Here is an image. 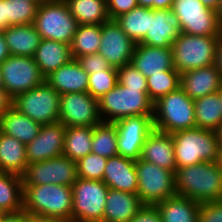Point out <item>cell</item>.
Segmentation results:
<instances>
[{
	"instance_id": "53",
	"label": "cell",
	"mask_w": 222,
	"mask_h": 222,
	"mask_svg": "<svg viewBox=\"0 0 222 222\" xmlns=\"http://www.w3.org/2000/svg\"><path fill=\"white\" fill-rule=\"evenodd\" d=\"M31 222H73V221L72 220H64V219L32 218Z\"/></svg>"
},
{
	"instance_id": "42",
	"label": "cell",
	"mask_w": 222,
	"mask_h": 222,
	"mask_svg": "<svg viewBox=\"0 0 222 222\" xmlns=\"http://www.w3.org/2000/svg\"><path fill=\"white\" fill-rule=\"evenodd\" d=\"M77 61L88 74L107 69H117L111 67L109 62L100 53L82 55L77 58Z\"/></svg>"
},
{
	"instance_id": "1",
	"label": "cell",
	"mask_w": 222,
	"mask_h": 222,
	"mask_svg": "<svg viewBox=\"0 0 222 222\" xmlns=\"http://www.w3.org/2000/svg\"><path fill=\"white\" fill-rule=\"evenodd\" d=\"M176 195L202 204L222 200V168L216 162H202L176 168Z\"/></svg>"
},
{
	"instance_id": "21",
	"label": "cell",
	"mask_w": 222,
	"mask_h": 222,
	"mask_svg": "<svg viewBox=\"0 0 222 222\" xmlns=\"http://www.w3.org/2000/svg\"><path fill=\"white\" fill-rule=\"evenodd\" d=\"M140 159L175 173L176 159L172 135L154 129L146 137Z\"/></svg>"
},
{
	"instance_id": "50",
	"label": "cell",
	"mask_w": 222,
	"mask_h": 222,
	"mask_svg": "<svg viewBox=\"0 0 222 222\" xmlns=\"http://www.w3.org/2000/svg\"><path fill=\"white\" fill-rule=\"evenodd\" d=\"M9 56L10 53L4 40L3 30H0V64Z\"/></svg>"
},
{
	"instance_id": "38",
	"label": "cell",
	"mask_w": 222,
	"mask_h": 222,
	"mask_svg": "<svg viewBox=\"0 0 222 222\" xmlns=\"http://www.w3.org/2000/svg\"><path fill=\"white\" fill-rule=\"evenodd\" d=\"M40 3L30 0H7L8 22L11 25L33 24Z\"/></svg>"
},
{
	"instance_id": "10",
	"label": "cell",
	"mask_w": 222,
	"mask_h": 222,
	"mask_svg": "<svg viewBox=\"0 0 222 222\" xmlns=\"http://www.w3.org/2000/svg\"><path fill=\"white\" fill-rule=\"evenodd\" d=\"M137 195L144 205H156L176 195L175 173L142 159L136 160Z\"/></svg>"
},
{
	"instance_id": "35",
	"label": "cell",
	"mask_w": 222,
	"mask_h": 222,
	"mask_svg": "<svg viewBox=\"0 0 222 222\" xmlns=\"http://www.w3.org/2000/svg\"><path fill=\"white\" fill-rule=\"evenodd\" d=\"M101 44V24L78 25L70 44L73 59L98 53Z\"/></svg>"
},
{
	"instance_id": "24",
	"label": "cell",
	"mask_w": 222,
	"mask_h": 222,
	"mask_svg": "<svg viewBox=\"0 0 222 222\" xmlns=\"http://www.w3.org/2000/svg\"><path fill=\"white\" fill-rule=\"evenodd\" d=\"M143 206L137 194L109 188L103 222H129Z\"/></svg>"
},
{
	"instance_id": "39",
	"label": "cell",
	"mask_w": 222,
	"mask_h": 222,
	"mask_svg": "<svg viewBox=\"0 0 222 222\" xmlns=\"http://www.w3.org/2000/svg\"><path fill=\"white\" fill-rule=\"evenodd\" d=\"M118 84L117 69H107L88 74L87 92L97 100Z\"/></svg>"
},
{
	"instance_id": "2",
	"label": "cell",
	"mask_w": 222,
	"mask_h": 222,
	"mask_svg": "<svg viewBox=\"0 0 222 222\" xmlns=\"http://www.w3.org/2000/svg\"><path fill=\"white\" fill-rule=\"evenodd\" d=\"M72 186H23V210L32 218L72 220Z\"/></svg>"
},
{
	"instance_id": "54",
	"label": "cell",
	"mask_w": 222,
	"mask_h": 222,
	"mask_svg": "<svg viewBox=\"0 0 222 222\" xmlns=\"http://www.w3.org/2000/svg\"><path fill=\"white\" fill-rule=\"evenodd\" d=\"M154 0H137L138 6L148 7L153 9Z\"/></svg>"
},
{
	"instance_id": "13",
	"label": "cell",
	"mask_w": 222,
	"mask_h": 222,
	"mask_svg": "<svg viewBox=\"0 0 222 222\" xmlns=\"http://www.w3.org/2000/svg\"><path fill=\"white\" fill-rule=\"evenodd\" d=\"M77 178V162L61 155L28 164L22 175V182L23 186L43 184L72 186Z\"/></svg>"
},
{
	"instance_id": "16",
	"label": "cell",
	"mask_w": 222,
	"mask_h": 222,
	"mask_svg": "<svg viewBox=\"0 0 222 222\" xmlns=\"http://www.w3.org/2000/svg\"><path fill=\"white\" fill-rule=\"evenodd\" d=\"M136 43L130 39L115 20L101 24L100 53L114 68L131 63Z\"/></svg>"
},
{
	"instance_id": "19",
	"label": "cell",
	"mask_w": 222,
	"mask_h": 222,
	"mask_svg": "<svg viewBox=\"0 0 222 222\" xmlns=\"http://www.w3.org/2000/svg\"><path fill=\"white\" fill-rule=\"evenodd\" d=\"M222 76L214 64L180 74V88L192 99L218 92Z\"/></svg>"
},
{
	"instance_id": "40",
	"label": "cell",
	"mask_w": 222,
	"mask_h": 222,
	"mask_svg": "<svg viewBox=\"0 0 222 222\" xmlns=\"http://www.w3.org/2000/svg\"><path fill=\"white\" fill-rule=\"evenodd\" d=\"M107 159L92 152L80 158L77 161L78 178L102 181Z\"/></svg>"
},
{
	"instance_id": "52",
	"label": "cell",
	"mask_w": 222,
	"mask_h": 222,
	"mask_svg": "<svg viewBox=\"0 0 222 222\" xmlns=\"http://www.w3.org/2000/svg\"><path fill=\"white\" fill-rule=\"evenodd\" d=\"M202 4L211 10L217 11L219 0H200Z\"/></svg>"
},
{
	"instance_id": "5",
	"label": "cell",
	"mask_w": 222,
	"mask_h": 222,
	"mask_svg": "<svg viewBox=\"0 0 222 222\" xmlns=\"http://www.w3.org/2000/svg\"><path fill=\"white\" fill-rule=\"evenodd\" d=\"M98 106L102 122L114 123L125 117L153 115L148 89L128 88L119 83L98 99Z\"/></svg>"
},
{
	"instance_id": "34",
	"label": "cell",
	"mask_w": 222,
	"mask_h": 222,
	"mask_svg": "<svg viewBox=\"0 0 222 222\" xmlns=\"http://www.w3.org/2000/svg\"><path fill=\"white\" fill-rule=\"evenodd\" d=\"M115 21L126 35L137 44L144 38L147 30H149L150 8L137 6L117 17Z\"/></svg>"
},
{
	"instance_id": "14",
	"label": "cell",
	"mask_w": 222,
	"mask_h": 222,
	"mask_svg": "<svg viewBox=\"0 0 222 222\" xmlns=\"http://www.w3.org/2000/svg\"><path fill=\"white\" fill-rule=\"evenodd\" d=\"M59 122L65 127H91L101 123L98 100L88 92L61 94Z\"/></svg>"
},
{
	"instance_id": "3",
	"label": "cell",
	"mask_w": 222,
	"mask_h": 222,
	"mask_svg": "<svg viewBox=\"0 0 222 222\" xmlns=\"http://www.w3.org/2000/svg\"><path fill=\"white\" fill-rule=\"evenodd\" d=\"M171 135L176 168L217 161L219 142L216 131L195 127Z\"/></svg>"
},
{
	"instance_id": "32",
	"label": "cell",
	"mask_w": 222,
	"mask_h": 222,
	"mask_svg": "<svg viewBox=\"0 0 222 222\" xmlns=\"http://www.w3.org/2000/svg\"><path fill=\"white\" fill-rule=\"evenodd\" d=\"M0 209L3 213L23 209L22 176L0 172Z\"/></svg>"
},
{
	"instance_id": "25",
	"label": "cell",
	"mask_w": 222,
	"mask_h": 222,
	"mask_svg": "<svg viewBox=\"0 0 222 222\" xmlns=\"http://www.w3.org/2000/svg\"><path fill=\"white\" fill-rule=\"evenodd\" d=\"M33 58L45 78L73 59L69 44L48 39L41 40Z\"/></svg>"
},
{
	"instance_id": "60",
	"label": "cell",
	"mask_w": 222,
	"mask_h": 222,
	"mask_svg": "<svg viewBox=\"0 0 222 222\" xmlns=\"http://www.w3.org/2000/svg\"><path fill=\"white\" fill-rule=\"evenodd\" d=\"M30 1L42 2V1H45V0H30Z\"/></svg>"
},
{
	"instance_id": "41",
	"label": "cell",
	"mask_w": 222,
	"mask_h": 222,
	"mask_svg": "<svg viewBox=\"0 0 222 222\" xmlns=\"http://www.w3.org/2000/svg\"><path fill=\"white\" fill-rule=\"evenodd\" d=\"M118 83L133 89H147V78L131 63L117 69Z\"/></svg>"
},
{
	"instance_id": "26",
	"label": "cell",
	"mask_w": 222,
	"mask_h": 222,
	"mask_svg": "<svg viewBox=\"0 0 222 222\" xmlns=\"http://www.w3.org/2000/svg\"><path fill=\"white\" fill-rule=\"evenodd\" d=\"M10 55L33 57L42 40L33 24L12 25L3 30Z\"/></svg>"
},
{
	"instance_id": "58",
	"label": "cell",
	"mask_w": 222,
	"mask_h": 222,
	"mask_svg": "<svg viewBox=\"0 0 222 222\" xmlns=\"http://www.w3.org/2000/svg\"><path fill=\"white\" fill-rule=\"evenodd\" d=\"M218 93H219V98L221 101V108H222V85H221V88L219 89Z\"/></svg>"
},
{
	"instance_id": "7",
	"label": "cell",
	"mask_w": 222,
	"mask_h": 222,
	"mask_svg": "<svg viewBox=\"0 0 222 222\" xmlns=\"http://www.w3.org/2000/svg\"><path fill=\"white\" fill-rule=\"evenodd\" d=\"M221 35L195 36L180 33L172 44L174 68L181 74L214 64Z\"/></svg>"
},
{
	"instance_id": "30",
	"label": "cell",
	"mask_w": 222,
	"mask_h": 222,
	"mask_svg": "<svg viewBox=\"0 0 222 222\" xmlns=\"http://www.w3.org/2000/svg\"><path fill=\"white\" fill-rule=\"evenodd\" d=\"M78 25H97L110 20L107 0H65Z\"/></svg>"
},
{
	"instance_id": "57",
	"label": "cell",
	"mask_w": 222,
	"mask_h": 222,
	"mask_svg": "<svg viewBox=\"0 0 222 222\" xmlns=\"http://www.w3.org/2000/svg\"><path fill=\"white\" fill-rule=\"evenodd\" d=\"M216 13L218 14V18L220 22L222 23V0H219V5H218Z\"/></svg>"
},
{
	"instance_id": "15",
	"label": "cell",
	"mask_w": 222,
	"mask_h": 222,
	"mask_svg": "<svg viewBox=\"0 0 222 222\" xmlns=\"http://www.w3.org/2000/svg\"><path fill=\"white\" fill-rule=\"evenodd\" d=\"M114 123L117 129L118 155L138 160L146 137L154 130L153 115L125 117Z\"/></svg>"
},
{
	"instance_id": "33",
	"label": "cell",
	"mask_w": 222,
	"mask_h": 222,
	"mask_svg": "<svg viewBox=\"0 0 222 222\" xmlns=\"http://www.w3.org/2000/svg\"><path fill=\"white\" fill-rule=\"evenodd\" d=\"M94 126L66 127L63 155L78 161L91 153Z\"/></svg>"
},
{
	"instance_id": "23",
	"label": "cell",
	"mask_w": 222,
	"mask_h": 222,
	"mask_svg": "<svg viewBox=\"0 0 222 222\" xmlns=\"http://www.w3.org/2000/svg\"><path fill=\"white\" fill-rule=\"evenodd\" d=\"M45 81L60 95L75 92H87L88 73L81 67L77 59L62 65L45 78Z\"/></svg>"
},
{
	"instance_id": "31",
	"label": "cell",
	"mask_w": 222,
	"mask_h": 222,
	"mask_svg": "<svg viewBox=\"0 0 222 222\" xmlns=\"http://www.w3.org/2000/svg\"><path fill=\"white\" fill-rule=\"evenodd\" d=\"M195 125L216 131L222 123V108L219 93L215 92L194 100Z\"/></svg>"
},
{
	"instance_id": "51",
	"label": "cell",
	"mask_w": 222,
	"mask_h": 222,
	"mask_svg": "<svg viewBox=\"0 0 222 222\" xmlns=\"http://www.w3.org/2000/svg\"><path fill=\"white\" fill-rule=\"evenodd\" d=\"M175 0H154L153 9H171Z\"/></svg>"
},
{
	"instance_id": "43",
	"label": "cell",
	"mask_w": 222,
	"mask_h": 222,
	"mask_svg": "<svg viewBox=\"0 0 222 222\" xmlns=\"http://www.w3.org/2000/svg\"><path fill=\"white\" fill-rule=\"evenodd\" d=\"M199 222H222V200L200 204Z\"/></svg>"
},
{
	"instance_id": "29",
	"label": "cell",
	"mask_w": 222,
	"mask_h": 222,
	"mask_svg": "<svg viewBox=\"0 0 222 222\" xmlns=\"http://www.w3.org/2000/svg\"><path fill=\"white\" fill-rule=\"evenodd\" d=\"M27 166L26 145L0 131V172L22 176Z\"/></svg>"
},
{
	"instance_id": "56",
	"label": "cell",
	"mask_w": 222,
	"mask_h": 222,
	"mask_svg": "<svg viewBox=\"0 0 222 222\" xmlns=\"http://www.w3.org/2000/svg\"><path fill=\"white\" fill-rule=\"evenodd\" d=\"M216 134H217V137H218L219 145H222V123L219 126V128L216 130Z\"/></svg>"
},
{
	"instance_id": "8",
	"label": "cell",
	"mask_w": 222,
	"mask_h": 222,
	"mask_svg": "<svg viewBox=\"0 0 222 222\" xmlns=\"http://www.w3.org/2000/svg\"><path fill=\"white\" fill-rule=\"evenodd\" d=\"M72 190V221L103 222L109 187L103 181L77 178Z\"/></svg>"
},
{
	"instance_id": "9",
	"label": "cell",
	"mask_w": 222,
	"mask_h": 222,
	"mask_svg": "<svg viewBox=\"0 0 222 222\" xmlns=\"http://www.w3.org/2000/svg\"><path fill=\"white\" fill-rule=\"evenodd\" d=\"M60 94L46 81L13 99V106L40 125L59 122Z\"/></svg>"
},
{
	"instance_id": "20",
	"label": "cell",
	"mask_w": 222,
	"mask_h": 222,
	"mask_svg": "<svg viewBox=\"0 0 222 222\" xmlns=\"http://www.w3.org/2000/svg\"><path fill=\"white\" fill-rule=\"evenodd\" d=\"M136 161L116 155L107 159L103 182L111 189L137 194Z\"/></svg>"
},
{
	"instance_id": "28",
	"label": "cell",
	"mask_w": 222,
	"mask_h": 222,
	"mask_svg": "<svg viewBox=\"0 0 222 222\" xmlns=\"http://www.w3.org/2000/svg\"><path fill=\"white\" fill-rule=\"evenodd\" d=\"M162 222H199L200 204L184 196L174 195L156 204Z\"/></svg>"
},
{
	"instance_id": "12",
	"label": "cell",
	"mask_w": 222,
	"mask_h": 222,
	"mask_svg": "<svg viewBox=\"0 0 222 222\" xmlns=\"http://www.w3.org/2000/svg\"><path fill=\"white\" fill-rule=\"evenodd\" d=\"M171 10L181 24V32L195 36L221 35L218 14L206 8L200 0H175Z\"/></svg>"
},
{
	"instance_id": "45",
	"label": "cell",
	"mask_w": 222,
	"mask_h": 222,
	"mask_svg": "<svg viewBox=\"0 0 222 222\" xmlns=\"http://www.w3.org/2000/svg\"><path fill=\"white\" fill-rule=\"evenodd\" d=\"M129 222H162L156 205H144Z\"/></svg>"
},
{
	"instance_id": "36",
	"label": "cell",
	"mask_w": 222,
	"mask_h": 222,
	"mask_svg": "<svg viewBox=\"0 0 222 222\" xmlns=\"http://www.w3.org/2000/svg\"><path fill=\"white\" fill-rule=\"evenodd\" d=\"M117 129L115 123L101 122L94 125L91 152L110 158L118 155Z\"/></svg>"
},
{
	"instance_id": "59",
	"label": "cell",
	"mask_w": 222,
	"mask_h": 222,
	"mask_svg": "<svg viewBox=\"0 0 222 222\" xmlns=\"http://www.w3.org/2000/svg\"><path fill=\"white\" fill-rule=\"evenodd\" d=\"M0 87H2V77H1V71H0Z\"/></svg>"
},
{
	"instance_id": "49",
	"label": "cell",
	"mask_w": 222,
	"mask_h": 222,
	"mask_svg": "<svg viewBox=\"0 0 222 222\" xmlns=\"http://www.w3.org/2000/svg\"><path fill=\"white\" fill-rule=\"evenodd\" d=\"M214 65L220 71V74L222 76V37H220L216 47Z\"/></svg>"
},
{
	"instance_id": "6",
	"label": "cell",
	"mask_w": 222,
	"mask_h": 222,
	"mask_svg": "<svg viewBox=\"0 0 222 222\" xmlns=\"http://www.w3.org/2000/svg\"><path fill=\"white\" fill-rule=\"evenodd\" d=\"M42 39L71 44L78 23L65 0H45L39 4L33 23Z\"/></svg>"
},
{
	"instance_id": "18",
	"label": "cell",
	"mask_w": 222,
	"mask_h": 222,
	"mask_svg": "<svg viewBox=\"0 0 222 222\" xmlns=\"http://www.w3.org/2000/svg\"><path fill=\"white\" fill-rule=\"evenodd\" d=\"M181 33L180 20L171 9H151L150 24L144 38L139 42L153 47H172Z\"/></svg>"
},
{
	"instance_id": "17",
	"label": "cell",
	"mask_w": 222,
	"mask_h": 222,
	"mask_svg": "<svg viewBox=\"0 0 222 222\" xmlns=\"http://www.w3.org/2000/svg\"><path fill=\"white\" fill-rule=\"evenodd\" d=\"M65 130L60 122L42 125L38 135L26 144L28 164L63 155Z\"/></svg>"
},
{
	"instance_id": "27",
	"label": "cell",
	"mask_w": 222,
	"mask_h": 222,
	"mask_svg": "<svg viewBox=\"0 0 222 222\" xmlns=\"http://www.w3.org/2000/svg\"><path fill=\"white\" fill-rule=\"evenodd\" d=\"M41 126L28 116L20 113L14 106L0 118V131L12 136L25 145L38 135Z\"/></svg>"
},
{
	"instance_id": "48",
	"label": "cell",
	"mask_w": 222,
	"mask_h": 222,
	"mask_svg": "<svg viewBox=\"0 0 222 222\" xmlns=\"http://www.w3.org/2000/svg\"><path fill=\"white\" fill-rule=\"evenodd\" d=\"M12 26L8 22L7 0H0V30L7 29Z\"/></svg>"
},
{
	"instance_id": "55",
	"label": "cell",
	"mask_w": 222,
	"mask_h": 222,
	"mask_svg": "<svg viewBox=\"0 0 222 222\" xmlns=\"http://www.w3.org/2000/svg\"><path fill=\"white\" fill-rule=\"evenodd\" d=\"M217 165L222 168V145L218 147V154H217Z\"/></svg>"
},
{
	"instance_id": "37",
	"label": "cell",
	"mask_w": 222,
	"mask_h": 222,
	"mask_svg": "<svg viewBox=\"0 0 222 222\" xmlns=\"http://www.w3.org/2000/svg\"><path fill=\"white\" fill-rule=\"evenodd\" d=\"M179 87L180 73L175 68L147 77L148 97L153 103Z\"/></svg>"
},
{
	"instance_id": "44",
	"label": "cell",
	"mask_w": 222,
	"mask_h": 222,
	"mask_svg": "<svg viewBox=\"0 0 222 222\" xmlns=\"http://www.w3.org/2000/svg\"><path fill=\"white\" fill-rule=\"evenodd\" d=\"M137 6V0H107V11L110 20H115Z\"/></svg>"
},
{
	"instance_id": "4",
	"label": "cell",
	"mask_w": 222,
	"mask_h": 222,
	"mask_svg": "<svg viewBox=\"0 0 222 222\" xmlns=\"http://www.w3.org/2000/svg\"><path fill=\"white\" fill-rule=\"evenodd\" d=\"M154 129L174 133L195 128V103L180 87L153 103Z\"/></svg>"
},
{
	"instance_id": "22",
	"label": "cell",
	"mask_w": 222,
	"mask_h": 222,
	"mask_svg": "<svg viewBox=\"0 0 222 222\" xmlns=\"http://www.w3.org/2000/svg\"><path fill=\"white\" fill-rule=\"evenodd\" d=\"M131 64L146 78L161 74V71L174 68L172 49L171 47H153L137 43L131 58Z\"/></svg>"
},
{
	"instance_id": "46",
	"label": "cell",
	"mask_w": 222,
	"mask_h": 222,
	"mask_svg": "<svg viewBox=\"0 0 222 222\" xmlns=\"http://www.w3.org/2000/svg\"><path fill=\"white\" fill-rule=\"evenodd\" d=\"M32 217L25 211L7 212L0 216V222H31Z\"/></svg>"
},
{
	"instance_id": "11",
	"label": "cell",
	"mask_w": 222,
	"mask_h": 222,
	"mask_svg": "<svg viewBox=\"0 0 222 222\" xmlns=\"http://www.w3.org/2000/svg\"><path fill=\"white\" fill-rule=\"evenodd\" d=\"M2 87L14 99L45 82L33 57L10 55L0 64Z\"/></svg>"
},
{
	"instance_id": "47",
	"label": "cell",
	"mask_w": 222,
	"mask_h": 222,
	"mask_svg": "<svg viewBox=\"0 0 222 222\" xmlns=\"http://www.w3.org/2000/svg\"><path fill=\"white\" fill-rule=\"evenodd\" d=\"M12 106H13V98L3 87H0V118Z\"/></svg>"
}]
</instances>
